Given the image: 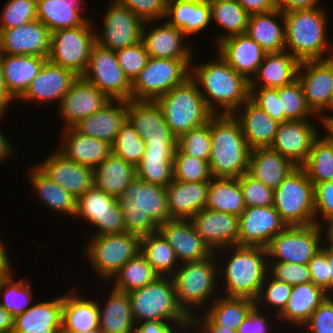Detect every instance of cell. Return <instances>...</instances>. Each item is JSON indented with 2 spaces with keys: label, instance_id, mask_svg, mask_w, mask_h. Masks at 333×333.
Masks as SVG:
<instances>
[{
  "label": "cell",
  "instance_id": "9a60e30c",
  "mask_svg": "<svg viewBox=\"0 0 333 333\" xmlns=\"http://www.w3.org/2000/svg\"><path fill=\"white\" fill-rule=\"evenodd\" d=\"M81 217L98 229L95 235H114L126 232L118 198L110 196L94 185L76 202L74 218Z\"/></svg>",
  "mask_w": 333,
  "mask_h": 333
},
{
  "label": "cell",
  "instance_id": "d4e9b609",
  "mask_svg": "<svg viewBox=\"0 0 333 333\" xmlns=\"http://www.w3.org/2000/svg\"><path fill=\"white\" fill-rule=\"evenodd\" d=\"M156 21L144 22L142 28V42L149 57L165 59L192 60L191 47L183 44L186 35L180 28L170 25L167 21L159 26L146 30L148 25ZM185 36V37H184ZM189 47V48H188Z\"/></svg>",
  "mask_w": 333,
  "mask_h": 333
},
{
  "label": "cell",
  "instance_id": "6125c7cd",
  "mask_svg": "<svg viewBox=\"0 0 333 333\" xmlns=\"http://www.w3.org/2000/svg\"><path fill=\"white\" fill-rule=\"evenodd\" d=\"M115 53L120 67L130 82L142 71L150 58L142 40Z\"/></svg>",
  "mask_w": 333,
  "mask_h": 333
},
{
  "label": "cell",
  "instance_id": "9f6ffc18",
  "mask_svg": "<svg viewBox=\"0 0 333 333\" xmlns=\"http://www.w3.org/2000/svg\"><path fill=\"white\" fill-rule=\"evenodd\" d=\"M145 142L127 120L111 144L112 153L135 166L145 154Z\"/></svg>",
  "mask_w": 333,
  "mask_h": 333
},
{
  "label": "cell",
  "instance_id": "f1b7e54d",
  "mask_svg": "<svg viewBox=\"0 0 333 333\" xmlns=\"http://www.w3.org/2000/svg\"><path fill=\"white\" fill-rule=\"evenodd\" d=\"M145 154L136 165V177L167 187L173 178V158L177 142H145Z\"/></svg>",
  "mask_w": 333,
  "mask_h": 333
},
{
  "label": "cell",
  "instance_id": "5bb4252c",
  "mask_svg": "<svg viewBox=\"0 0 333 333\" xmlns=\"http://www.w3.org/2000/svg\"><path fill=\"white\" fill-rule=\"evenodd\" d=\"M322 233L323 228L320 229L318 224L287 226L272 238L266 247L269 261L308 264L309 260L321 248Z\"/></svg>",
  "mask_w": 333,
  "mask_h": 333
},
{
  "label": "cell",
  "instance_id": "e575fe53",
  "mask_svg": "<svg viewBox=\"0 0 333 333\" xmlns=\"http://www.w3.org/2000/svg\"><path fill=\"white\" fill-rule=\"evenodd\" d=\"M299 64L286 50L266 53L254 78L249 81V88H279L288 85L297 79Z\"/></svg>",
  "mask_w": 333,
  "mask_h": 333
},
{
  "label": "cell",
  "instance_id": "ffe728a7",
  "mask_svg": "<svg viewBox=\"0 0 333 333\" xmlns=\"http://www.w3.org/2000/svg\"><path fill=\"white\" fill-rule=\"evenodd\" d=\"M189 220L213 253L238 245L239 216L205 208Z\"/></svg>",
  "mask_w": 333,
  "mask_h": 333
},
{
  "label": "cell",
  "instance_id": "03108f58",
  "mask_svg": "<svg viewBox=\"0 0 333 333\" xmlns=\"http://www.w3.org/2000/svg\"><path fill=\"white\" fill-rule=\"evenodd\" d=\"M250 99L273 120L279 123L284 122V111H281L278 88H250Z\"/></svg>",
  "mask_w": 333,
  "mask_h": 333
},
{
  "label": "cell",
  "instance_id": "816d5d0a",
  "mask_svg": "<svg viewBox=\"0 0 333 333\" xmlns=\"http://www.w3.org/2000/svg\"><path fill=\"white\" fill-rule=\"evenodd\" d=\"M158 276L146 258L139 253L129 259L111 280L115 281L113 289L128 293L146 286Z\"/></svg>",
  "mask_w": 333,
  "mask_h": 333
},
{
  "label": "cell",
  "instance_id": "89a4df30",
  "mask_svg": "<svg viewBox=\"0 0 333 333\" xmlns=\"http://www.w3.org/2000/svg\"><path fill=\"white\" fill-rule=\"evenodd\" d=\"M308 268L310 271L311 282L330 293V277L328 274L327 247L321 248L309 260Z\"/></svg>",
  "mask_w": 333,
  "mask_h": 333
},
{
  "label": "cell",
  "instance_id": "44dd1931",
  "mask_svg": "<svg viewBox=\"0 0 333 333\" xmlns=\"http://www.w3.org/2000/svg\"><path fill=\"white\" fill-rule=\"evenodd\" d=\"M51 32L38 19L0 30V54L48 57Z\"/></svg>",
  "mask_w": 333,
  "mask_h": 333
},
{
  "label": "cell",
  "instance_id": "09005b40",
  "mask_svg": "<svg viewBox=\"0 0 333 333\" xmlns=\"http://www.w3.org/2000/svg\"><path fill=\"white\" fill-rule=\"evenodd\" d=\"M1 118L3 119V116L0 115V120ZM12 153H15L13 147L0 130V164L4 161V159L6 160L9 156L11 157Z\"/></svg>",
  "mask_w": 333,
  "mask_h": 333
},
{
  "label": "cell",
  "instance_id": "b9f144b4",
  "mask_svg": "<svg viewBox=\"0 0 333 333\" xmlns=\"http://www.w3.org/2000/svg\"><path fill=\"white\" fill-rule=\"evenodd\" d=\"M275 18L281 19L283 25H279ZM246 33L267 53L285 50L284 16L278 9L251 14Z\"/></svg>",
  "mask_w": 333,
  "mask_h": 333
},
{
  "label": "cell",
  "instance_id": "83f0119b",
  "mask_svg": "<svg viewBox=\"0 0 333 333\" xmlns=\"http://www.w3.org/2000/svg\"><path fill=\"white\" fill-rule=\"evenodd\" d=\"M127 120L144 142H177L155 101H127Z\"/></svg>",
  "mask_w": 333,
  "mask_h": 333
},
{
  "label": "cell",
  "instance_id": "52a82bcc",
  "mask_svg": "<svg viewBox=\"0 0 333 333\" xmlns=\"http://www.w3.org/2000/svg\"><path fill=\"white\" fill-rule=\"evenodd\" d=\"M199 90L189 77L184 83L155 100L167 126L177 139L184 133L205 125L214 115Z\"/></svg>",
  "mask_w": 333,
  "mask_h": 333
},
{
  "label": "cell",
  "instance_id": "603a6c76",
  "mask_svg": "<svg viewBox=\"0 0 333 333\" xmlns=\"http://www.w3.org/2000/svg\"><path fill=\"white\" fill-rule=\"evenodd\" d=\"M36 165L75 199L94 185L93 168L67 159L56 149Z\"/></svg>",
  "mask_w": 333,
  "mask_h": 333
},
{
  "label": "cell",
  "instance_id": "7a4b0ae2",
  "mask_svg": "<svg viewBox=\"0 0 333 333\" xmlns=\"http://www.w3.org/2000/svg\"><path fill=\"white\" fill-rule=\"evenodd\" d=\"M118 203L126 232L139 237L158 231L159 225L173 220L168 210L166 187L135 177Z\"/></svg>",
  "mask_w": 333,
  "mask_h": 333
},
{
  "label": "cell",
  "instance_id": "d590c367",
  "mask_svg": "<svg viewBox=\"0 0 333 333\" xmlns=\"http://www.w3.org/2000/svg\"><path fill=\"white\" fill-rule=\"evenodd\" d=\"M210 182H183L173 179L166 187L168 210L173 219H190L206 208Z\"/></svg>",
  "mask_w": 333,
  "mask_h": 333
},
{
  "label": "cell",
  "instance_id": "f5cc1de1",
  "mask_svg": "<svg viewBox=\"0 0 333 333\" xmlns=\"http://www.w3.org/2000/svg\"><path fill=\"white\" fill-rule=\"evenodd\" d=\"M11 269L0 275V305L15 317L30 307L33 293L31 280L26 277L15 282Z\"/></svg>",
  "mask_w": 333,
  "mask_h": 333
},
{
  "label": "cell",
  "instance_id": "603ad722",
  "mask_svg": "<svg viewBox=\"0 0 333 333\" xmlns=\"http://www.w3.org/2000/svg\"><path fill=\"white\" fill-rule=\"evenodd\" d=\"M323 61L330 67L333 74V52L329 56H326Z\"/></svg>",
  "mask_w": 333,
  "mask_h": 333
},
{
  "label": "cell",
  "instance_id": "be15d7a7",
  "mask_svg": "<svg viewBox=\"0 0 333 333\" xmlns=\"http://www.w3.org/2000/svg\"><path fill=\"white\" fill-rule=\"evenodd\" d=\"M268 271V275L270 276L271 274L272 276L271 278L285 282L291 286L311 282L310 271L307 264L268 261Z\"/></svg>",
  "mask_w": 333,
  "mask_h": 333
},
{
  "label": "cell",
  "instance_id": "ac0fdd59",
  "mask_svg": "<svg viewBox=\"0 0 333 333\" xmlns=\"http://www.w3.org/2000/svg\"><path fill=\"white\" fill-rule=\"evenodd\" d=\"M287 226L274 206L247 207L239 216L238 246L266 248Z\"/></svg>",
  "mask_w": 333,
  "mask_h": 333
},
{
  "label": "cell",
  "instance_id": "979ff035",
  "mask_svg": "<svg viewBox=\"0 0 333 333\" xmlns=\"http://www.w3.org/2000/svg\"><path fill=\"white\" fill-rule=\"evenodd\" d=\"M321 220H323L322 222L325 223L322 224V222H320L318 226L320 229H322V227L327 229L325 232L326 235L324 236L326 240L325 242L328 243L327 247L333 248V216ZM324 225H327V227H324Z\"/></svg>",
  "mask_w": 333,
  "mask_h": 333
},
{
  "label": "cell",
  "instance_id": "8c879c8a",
  "mask_svg": "<svg viewBox=\"0 0 333 333\" xmlns=\"http://www.w3.org/2000/svg\"><path fill=\"white\" fill-rule=\"evenodd\" d=\"M138 324L139 325L136 324L134 326V329L131 333H176L177 331L178 333L179 331L180 333H183L184 331L182 328H180V326H178V324L174 322L144 321Z\"/></svg>",
  "mask_w": 333,
  "mask_h": 333
},
{
  "label": "cell",
  "instance_id": "ee69618b",
  "mask_svg": "<svg viewBox=\"0 0 333 333\" xmlns=\"http://www.w3.org/2000/svg\"><path fill=\"white\" fill-rule=\"evenodd\" d=\"M70 291L63 295L62 333L83 332L99 328L98 302L84 299Z\"/></svg>",
  "mask_w": 333,
  "mask_h": 333
},
{
  "label": "cell",
  "instance_id": "836d02e7",
  "mask_svg": "<svg viewBox=\"0 0 333 333\" xmlns=\"http://www.w3.org/2000/svg\"><path fill=\"white\" fill-rule=\"evenodd\" d=\"M126 121L127 101L111 100L96 113L79 121L73 128L80 134L112 144Z\"/></svg>",
  "mask_w": 333,
  "mask_h": 333
},
{
  "label": "cell",
  "instance_id": "f6af8a7d",
  "mask_svg": "<svg viewBox=\"0 0 333 333\" xmlns=\"http://www.w3.org/2000/svg\"><path fill=\"white\" fill-rule=\"evenodd\" d=\"M27 176L36 195L38 194L37 199L42 200L46 208L61 212V214L75 216L77 199L51 180L37 165H33L29 169Z\"/></svg>",
  "mask_w": 333,
  "mask_h": 333
},
{
  "label": "cell",
  "instance_id": "7bdbcfd3",
  "mask_svg": "<svg viewBox=\"0 0 333 333\" xmlns=\"http://www.w3.org/2000/svg\"><path fill=\"white\" fill-rule=\"evenodd\" d=\"M94 186L119 198L136 177V166L113 153L93 169Z\"/></svg>",
  "mask_w": 333,
  "mask_h": 333
},
{
  "label": "cell",
  "instance_id": "680465c9",
  "mask_svg": "<svg viewBox=\"0 0 333 333\" xmlns=\"http://www.w3.org/2000/svg\"><path fill=\"white\" fill-rule=\"evenodd\" d=\"M37 0H8L0 16V30L23 26L37 19Z\"/></svg>",
  "mask_w": 333,
  "mask_h": 333
},
{
  "label": "cell",
  "instance_id": "e7e4bbea",
  "mask_svg": "<svg viewBox=\"0 0 333 333\" xmlns=\"http://www.w3.org/2000/svg\"><path fill=\"white\" fill-rule=\"evenodd\" d=\"M168 0H113L134 12L142 21H158L165 19Z\"/></svg>",
  "mask_w": 333,
  "mask_h": 333
},
{
  "label": "cell",
  "instance_id": "7402d4cb",
  "mask_svg": "<svg viewBox=\"0 0 333 333\" xmlns=\"http://www.w3.org/2000/svg\"><path fill=\"white\" fill-rule=\"evenodd\" d=\"M318 132V128L309 119L285 121L279 123L269 148L300 167L307 160Z\"/></svg>",
  "mask_w": 333,
  "mask_h": 333
},
{
  "label": "cell",
  "instance_id": "003e7915",
  "mask_svg": "<svg viewBox=\"0 0 333 333\" xmlns=\"http://www.w3.org/2000/svg\"><path fill=\"white\" fill-rule=\"evenodd\" d=\"M303 327L308 328L305 333H333V302L327 297Z\"/></svg>",
  "mask_w": 333,
  "mask_h": 333
},
{
  "label": "cell",
  "instance_id": "484cf974",
  "mask_svg": "<svg viewBox=\"0 0 333 333\" xmlns=\"http://www.w3.org/2000/svg\"><path fill=\"white\" fill-rule=\"evenodd\" d=\"M78 77L72 70L55 65L47 60L29 88L19 100L36 101L37 104L58 101L69 91L71 84Z\"/></svg>",
  "mask_w": 333,
  "mask_h": 333
},
{
  "label": "cell",
  "instance_id": "74e56055",
  "mask_svg": "<svg viewBox=\"0 0 333 333\" xmlns=\"http://www.w3.org/2000/svg\"><path fill=\"white\" fill-rule=\"evenodd\" d=\"M212 307L204 313V316L196 315L192 319V325H221L234 330L247 317L250 310L255 306V301L244 297H219L215 296ZM201 317H203L201 319Z\"/></svg>",
  "mask_w": 333,
  "mask_h": 333
},
{
  "label": "cell",
  "instance_id": "ba28073f",
  "mask_svg": "<svg viewBox=\"0 0 333 333\" xmlns=\"http://www.w3.org/2000/svg\"><path fill=\"white\" fill-rule=\"evenodd\" d=\"M215 256L217 254L213 253L201 261L182 263L171 275L177 301L192 319L196 315L192 309L204 308V303L216 294L220 273Z\"/></svg>",
  "mask_w": 333,
  "mask_h": 333
},
{
  "label": "cell",
  "instance_id": "94428289",
  "mask_svg": "<svg viewBox=\"0 0 333 333\" xmlns=\"http://www.w3.org/2000/svg\"><path fill=\"white\" fill-rule=\"evenodd\" d=\"M238 179L246 208L273 206V189L252 177L248 172L238 177Z\"/></svg>",
  "mask_w": 333,
  "mask_h": 333
},
{
  "label": "cell",
  "instance_id": "1f68e13d",
  "mask_svg": "<svg viewBox=\"0 0 333 333\" xmlns=\"http://www.w3.org/2000/svg\"><path fill=\"white\" fill-rule=\"evenodd\" d=\"M63 295L30 306L14 317L12 333H62Z\"/></svg>",
  "mask_w": 333,
  "mask_h": 333
},
{
  "label": "cell",
  "instance_id": "8d00e7d4",
  "mask_svg": "<svg viewBox=\"0 0 333 333\" xmlns=\"http://www.w3.org/2000/svg\"><path fill=\"white\" fill-rule=\"evenodd\" d=\"M296 168L290 159L269 147L251 149L248 173L273 190Z\"/></svg>",
  "mask_w": 333,
  "mask_h": 333
},
{
  "label": "cell",
  "instance_id": "34e18365",
  "mask_svg": "<svg viewBox=\"0 0 333 333\" xmlns=\"http://www.w3.org/2000/svg\"><path fill=\"white\" fill-rule=\"evenodd\" d=\"M251 15L276 9L274 0H236Z\"/></svg>",
  "mask_w": 333,
  "mask_h": 333
},
{
  "label": "cell",
  "instance_id": "5b68a950",
  "mask_svg": "<svg viewBox=\"0 0 333 333\" xmlns=\"http://www.w3.org/2000/svg\"><path fill=\"white\" fill-rule=\"evenodd\" d=\"M127 295L136 324L144 321L174 322L184 333L192 328V317L179 305L171 276H158Z\"/></svg>",
  "mask_w": 333,
  "mask_h": 333
},
{
  "label": "cell",
  "instance_id": "7c38bea8",
  "mask_svg": "<svg viewBox=\"0 0 333 333\" xmlns=\"http://www.w3.org/2000/svg\"><path fill=\"white\" fill-rule=\"evenodd\" d=\"M91 21L88 20L79 27L53 31L47 59L55 65L68 68L76 75L82 76L88 64L92 46L96 43L97 28Z\"/></svg>",
  "mask_w": 333,
  "mask_h": 333
},
{
  "label": "cell",
  "instance_id": "753ad0ef",
  "mask_svg": "<svg viewBox=\"0 0 333 333\" xmlns=\"http://www.w3.org/2000/svg\"><path fill=\"white\" fill-rule=\"evenodd\" d=\"M320 0H274L276 9L281 12L318 8Z\"/></svg>",
  "mask_w": 333,
  "mask_h": 333
},
{
  "label": "cell",
  "instance_id": "6da1fadb",
  "mask_svg": "<svg viewBox=\"0 0 333 333\" xmlns=\"http://www.w3.org/2000/svg\"><path fill=\"white\" fill-rule=\"evenodd\" d=\"M217 56L215 62L195 66L191 63L190 78L196 83L207 107L214 114H233L250 98L249 81L219 54Z\"/></svg>",
  "mask_w": 333,
  "mask_h": 333
},
{
  "label": "cell",
  "instance_id": "f35d334b",
  "mask_svg": "<svg viewBox=\"0 0 333 333\" xmlns=\"http://www.w3.org/2000/svg\"><path fill=\"white\" fill-rule=\"evenodd\" d=\"M165 19L186 36H192L211 23L210 4L204 0H168Z\"/></svg>",
  "mask_w": 333,
  "mask_h": 333
},
{
  "label": "cell",
  "instance_id": "8992f818",
  "mask_svg": "<svg viewBox=\"0 0 333 333\" xmlns=\"http://www.w3.org/2000/svg\"><path fill=\"white\" fill-rule=\"evenodd\" d=\"M232 256L220 272L225 280V296L244 297L256 300L268 274V253L261 246H232Z\"/></svg>",
  "mask_w": 333,
  "mask_h": 333
},
{
  "label": "cell",
  "instance_id": "8fae6325",
  "mask_svg": "<svg viewBox=\"0 0 333 333\" xmlns=\"http://www.w3.org/2000/svg\"><path fill=\"white\" fill-rule=\"evenodd\" d=\"M140 250L141 237L123 232L93 235L82 252L86 253L95 273H98L102 280L109 281L129 259L137 256Z\"/></svg>",
  "mask_w": 333,
  "mask_h": 333
},
{
  "label": "cell",
  "instance_id": "f546056e",
  "mask_svg": "<svg viewBox=\"0 0 333 333\" xmlns=\"http://www.w3.org/2000/svg\"><path fill=\"white\" fill-rule=\"evenodd\" d=\"M62 134L63 142L56 150L73 162L94 169L112 154L109 142L80 134L73 127L63 129Z\"/></svg>",
  "mask_w": 333,
  "mask_h": 333
},
{
  "label": "cell",
  "instance_id": "67dfc351",
  "mask_svg": "<svg viewBox=\"0 0 333 333\" xmlns=\"http://www.w3.org/2000/svg\"><path fill=\"white\" fill-rule=\"evenodd\" d=\"M5 247L0 239V266H11Z\"/></svg>",
  "mask_w": 333,
  "mask_h": 333
},
{
  "label": "cell",
  "instance_id": "2e32d148",
  "mask_svg": "<svg viewBox=\"0 0 333 333\" xmlns=\"http://www.w3.org/2000/svg\"><path fill=\"white\" fill-rule=\"evenodd\" d=\"M106 13L101 32L96 31V43L107 49L117 51L141 41L142 21L128 8L111 1Z\"/></svg>",
  "mask_w": 333,
  "mask_h": 333
},
{
  "label": "cell",
  "instance_id": "9c48e42d",
  "mask_svg": "<svg viewBox=\"0 0 333 333\" xmlns=\"http://www.w3.org/2000/svg\"><path fill=\"white\" fill-rule=\"evenodd\" d=\"M273 206L288 226L315 224L314 185L301 167L274 189Z\"/></svg>",
  "mask_w": 333,
  "mask_h": 333
},
{
  "label": "cell",
  "instance_id": "11a10c76",
  "mask_svg": "<svg viewBox=\"0 0 333 333\" xmlns=\"http://www.w3.org/2000/svg\"><path fill=\"white\" fill-rule=\"evenodd\" d=\"M173 178L183 182H210L209 162L184 154L176 147L173 158Z\"/></svg>",
  "mask_w": 333,
  "mask_h": 333
},
{
  "label": "cell",
  "instance_id": "60d3db41",
  "mask_svg": "<svg viewBox=\"0 0 333 333\" xmlns=\"http://www.w3.org/2000/svg\"><path fill=\"white\" fill-rule=\"evenodd\" d=\"M81 0H37V19L52 33L79 27L90 20L84 17ZM83 13V14H82Z\"/></svg>",
  "mask_w": 333,
  "mask_h": 333
},
{
  "label": "cell",
  "instance_id": "deb4b68c",
  "mask_svg": "<svg viewBox=\"0 0 333 333\" xmlns=\"http://www.w3.org/2000/svg\"><path fill=\"white\" fill-rule=\"evenodd\" d=\"M328 274L330 277V293L333 291V248L327 247Z\"/></svg>",
  "mask_w": 333,
  "mask_h": 333
},
{
  "label": "cell",
  "instance_id": "4fadbf2b",
  "mask_svg": "<svg viewBox=\"0 0 333 333\" xmlns=\"http://www.w3.org/2000/svg\"><path fill=\"white\" fill-rule=\"evenodd\" d=\"M82 77L111 100H131V82L118 63L115 51L95 43Z\"/></svg>",
  "mask_w": 333,
  "mask_h": 333
},
{
  "label": "cell",
  "instance_id": "bcb514c9",
  "mask_svg": "<svg viewBox=\"0 0 333 333\" xmlns=\"http://www.w3.org/2000/svg\"><path fill=\"white\" fill-rule=\"evenodd\" d=\"M110 293L104 308L98 303L99 328L104 333H131L136 323L127 293L115 289Z\"/></svg>",
  "mask_w": 333,
  "mask_h": 333
},
{
  "label": "cell",
  "instance_id": "d6a6232c",
  "mask_svg": "<svg viewBox=\"0 0 333 333\" xmlns=\"http://www.w3.org/2000/svg\"><path fill=\"white\" fill-rule=\"evenodd\" d=\"M251 149L267 148L273 143L279 122L273 120L250 98L233 113Z\"/></svg>",
  "mask_w": 333,
  "mask_h": 333
},
{
  "label": "cell",
  "instance_id": "3957f363",
  "mask_svg": "<svg viewBox=\"0 0 333 333\" xmlns=\"http://www.w3.org/2000/svg\"><path fill=\"white\" fill-rule=\"evenodd\" d=\"M212 177L238 178L249 169L251 148L239 121L233 114H214L210 118Z\"/></svg>",
  "mask_w": 333,
  "mask_h": 333
},
{
  "label": "cell",
  "instance_id": "2644e50d",
  "mask_svg": "<svg viewBox=\"0 0 333 333\" xmlns=\"http://www.w3.org/2000/svg\"><path fill=\"white\" fill-rule=\"evenodd\" d=\"M268 318L264 317L259 308L255 305L248 313L245 320L239 326L238 333H267Z\"/></svg>",
  "mask_w": 333,
  "mask_h": 333
},
{
  "label": "cell",
  "instance_id": "a7ac6f4b",
  "mask_svg": "<svg viewBox=\"0 0 333 333\" xmlns=\"http://www.w3.org/2000/svg\"><path fill=\"white\" fill-rule=\"evenodd\" d=\"M315 224L322 219L333 216V181L320 182L314 185ZM318 215H320L318 217Z\"/></svg>",
  "mask_w": 333,
  "mask_h": 333
},
{
  "label": "cell",
  "instance_id": "4316f807",
  "mask_svg": "<svg viewBox=\"0 0 333 333\" xmlns=\"http://www.w3.org/2000/svg\"><path fill=\"white\" fill-rule=\"evenodd\" d=\"M217 53L238 73L250 81L267 52L247 33L223 39Z\"/></svg>",
  "mask_w": 333,
  "mask_h": 333
},
{
  "label": "cell",
  "instance_id": "b9fcfbb0",
  "mask_svg": "<svg viewBox=\"0 0 333 333\" xmlns=\"http://www.w3.org/2000/svg\"><path fill=\"white\" fill-rule=\"evenodd\" d=\"M197 333H238L237 330L221 325H192Z\"/></svg>",
  "mask_w": 333,
  "mask_h": 333
},
{
  "label": "cell",
  "instance_id": "cb8c5ba5",
  "mask_svg": "<svg viewBox=\"0 0 333 333\" xmlns=\"http://www.w3.org/2000/svg\"><path fill=\"white\" fill-rule=\"evenodd\" d=\"M158 231L174 249L180 264L201 261L213 254L189 219L169 220L159 225Z\"/></svg>",
  "mask_w": 333,
  "mask_h": 333
},
{
  "label": "cell",
  "instance_id": "30bf717a",
  "mask_svg": "<svg viewBox=\"0 0 333 333\" xmlns=\"http://www.w3.org/2000/svg\"><path fill=\"white\" fill-rule=\"evenodd\" d=\"M192 60L150 57L131 82V100L155 101L190 77Z\"/></svg>",
  "mask_w": 333,
  "mask_h": 333
},
{
  "label": "cell",
  "instance_id": "f907efd6",
  "mask_svg": "<svg viewBox=\"0 0 333 333\" xmlns=\"http://www.w3.org/2000/svg\"><path fill=\"white\" fill-rule=\"evenodd\" d=\"M210 16L211 22L215 20L226 32L217 36L216 45L225 38L247 32L250 14L236 0L211 3Z\"/></svg>",
  "mask_w": 333,
  "mask_h": 333
},
{
  "label": "cell",
  "instance_id": "c3c4849f",
  "mask_svg": "<svg viewBox=\"0 0 333 333\" xmlns=\"http://www.w3.org/2000/svg\"><path fill=\"white\" fill-rule=\"evenodd\" d=\"M300 167L313 185L333 181V139L327 133L314 139L310 154Z\"/></svg>",
  "mask_w": 333,
  "mask_h": 333
},
{
  "label": "cell",
  "instance_id": "ab89813d",
  "mask_svg": "<svg viewBox=\"0 0 333 333\" xmlns=\"http://www.w3.org/2000/svg\"><path fill=\"white\" fill-rule=\"evenodd\" d=\"M328 297L327 292L312 282L295 285L284 310L277 316L282 322L303 327L315 309Z\"/></svg>",
  "mask_w": 333,
  "mask_h": 333
},
{
  "label": "cell",
  "instance_id": "d6986e66",
  "mask_svg": "<svg viewBox=\"0 0 333 333\" xmlns=\"http://www.w3.org/2000/svg\"><path fill=\"white\" fill-rule=\"evenodd\" d=\"M110 101L111 99L96 86L82 76H78L58 105L59 114L65 120L63 128L75 126L79 121L102 109Z\"/></svg>",
  "mask_w": 333,
  "mask_h": 333
},
{
  "label": "cell",
  "instance_id": "277c9868",
  "mask_svg": "<svg viewBox=\"0 0 333 333\" xmlns=\"http://www.w3.org/2000/svg\"><path fill=\"white\" fill-rule=\"evenodd\" d=\"M323 8L283 12L285 23V50L299 62L323 60L329 51L327 16ZM325 56V57H324Z\"/></svg>",
  "mask_w": 333,
  "mask_h": 333
},
{
  "label": "cell",
  "instance_id": "6f0895ef",
  "mask_svg": "<svg viewBox=\"0 0 333 333\" xmlns=\"http://www.w3.org/2000/svg\"><path fill=\"white\" fill-rule=\"evenodd\" d=\"M210 120L205 125L192 129L177 139V147L187 155L206 160L211 156Z\"/></svg>",
  "mask_w": 333,
  "mask_h": 333
},
{
  "label": "cell",
  "instance_id": "db71d44e",
  "mask_svg": "<svg viewBox=\"0 0 333 333\" xmlns=\"http://www.w3.org/2000/svg\"><path fill=\"white\" fill-rule=\"evenodd\" d=\"M281 101V111H284V122L291 120H305L315 114L308 107L302 86L298 79L278 88Z\"/></svg>",
  "mask_w": 333,
  "mask_h": 333
},
{
  "label": "cell",
  "instance_id": "2a66077c",
  "mask_svg": "<svg viewBox=\"0 0 333 333\" xmlns=\"http://www.w3.org/2000/svg\"><path fill=\"white\" fill-rule=\"evenodd\" d=\"M13 98L8 94L6 91L4 82H3V74H2V67L0 63V115L4 117L5 113L7 112V108L12 103Z\"/></svg>",
  "mask_w": 333,
  "mask_h": 333
},
{
  "label": "cell",
  "instance_id": "7dc6e473",
  "mask_svg": "<svg viewBox=\"0 0 333 333\" xmlns=\"http://www.w3.org/2000/svg\"><path fill=\"white\" fill-rule=\"evenodd\" d=\"M245 208L238 178L212 177L210 179L206 209L240 216Z\"/></svg>",
  "mask_w": 333,
  "mask_h": 333
},
{
  "label": "cell",
  "instance_id": "5803f987",
  "mask_svg": "<svg viewBox=\"0 0 333 333\" xmlns=\"http://www.w3.org/2000/svg\"><path fill=\"white\" fill-rule=\"evenodd\" d=\"M74 333H104L100 328H96L94 330H88L83 332H74Z\"/></svg>",
  "mask_w": 333,
  "mask_h": 333
},
{
  "label": "cell",
  "instance_id": "b62a3aed",
  "mask_svg": "<svg viewBox=\"0 0 333 333\" xmlns=\"http://www.w3.org/2000/svg\"><path fill=\"white\" fill-rule=\"evenodd\" d=\"M323 126L326 128L327 134L333 139V116H327L323 120Z\"/></svg>",
  "mask_w": 333,
  "mask_h": 333
},
{
  "label": "cell",
  "instance_id": "4dcf8cb0",
  "mask_svg": "<svg viewBox=\"0 0 333 333\" xmlns=\"http://www.w3.org/2000/svg\"><path fill=\"white\" fill-rule=\"evenodd\" d=\"M47 60L33 55L0 54L3 82L13 100L19 101Z\"/></svg>",
  "mask_w": 333,
  "mask_h": 333
},
{
  "label": "cell",
  "instance_id": "91938a15",
  "mask_svg": "<svg viewBox=\"0 0 333 333\" xmlns=\"http://www.w3.org/2000/svg\"><path fill=\"white\" fill-rule=\"evenodd\" d=\"M268 274L262 285L260 294L255 300V305L260 309L268 304V308H274V315L278 316L286 307L293 286L285 282L278 281L274 278L268 280ZM266 304V305H265Z\"/></svg>",
  "mask_w": 333,
  "mask_h": 333
},
{
  "label": "cell",
  "instance_id": "11e5206c",
  "mask_svg": "<svg viewBox=\"0 0 333 333\" xmlns=\"http://www.w3.org/2000/svg\"><path fill=\"white\" fill-rule=\"evenodd\" d=\"M14 316L0 305V333H12Z\"/></svg>",
  "mask_w": 333,
  "mask_h": 333
},
{
  "label": "cell",
  "instance_id": "e0dca14e",
  "mask_svg": "<svg viewBox=\"0 0 333 333\" xmlns=\"http://www.w3.org/2000/svg\"><path fill=\"white\" fill-rule=\"evenodd\" d=\"M305 69V70H304ZM299 80L308 107L317 117L323 120V115L329 109L333 113V74L330 67L323 60L302 61L298 67Z\"/></svg>",
  "mask_w": 333,
  "mask_h": 333
},
{
  "label": "cell",
  "instance_id": "681fc988",
  "mask_svg": "<svg viewBox=\"0 0 333 333\" xmlns=\"http://www.w3.org/2000/svg\"><path fill=\"white\" fill-rule=\"evenodd\" d=\"M140 253L159 276H171L180 266L174 249L159 231L141 237Z\"/></svg>",
  "mask_w": 333,
  "mask_h": 333
}]
</instances>
